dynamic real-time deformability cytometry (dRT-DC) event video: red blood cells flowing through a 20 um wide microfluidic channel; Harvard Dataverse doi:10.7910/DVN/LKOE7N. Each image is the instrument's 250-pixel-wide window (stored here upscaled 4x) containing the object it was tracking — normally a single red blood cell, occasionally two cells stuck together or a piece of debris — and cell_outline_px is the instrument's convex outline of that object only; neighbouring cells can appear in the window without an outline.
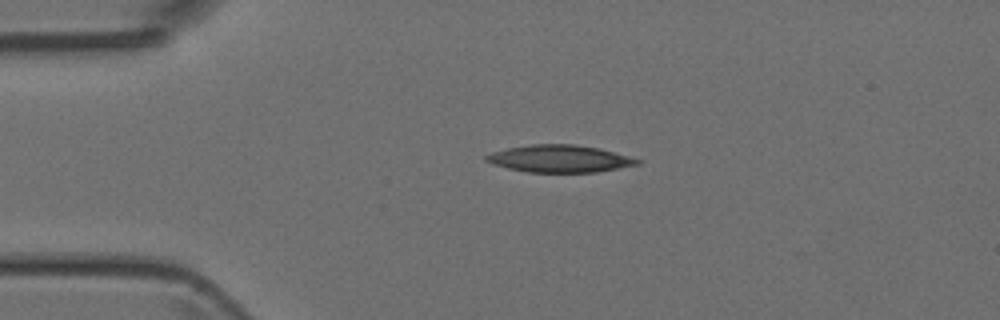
{"species": "Egyptian fruit bat (a non-hibernating species)", "species_latin": "Rousettus aegyptiacus", "temperature_condition": "room temperature", "stored_images_in_passage": 33, "camera_frame_rate_fps": 3000, "um_per_image_px": 0.085, "animal": {"sex": "female"}, "frame": {"image": 1, "passage_image": 1, "time_ms": 0.0, "image_size_px": [1000, 320], "cell_outline_px": [[640, 164], [596, 172], [528, 172], [508, 168], [492, 164], [484, 160], [484, 156], [492, 152], [508, 148], [532, 144], [576, 144], [600, 148], [628, 156], [640, 160]], "centroid_in_image_um": [47.54, 13.48], "position_along_channel_um": 37.5, "area_um2": 23.93}}
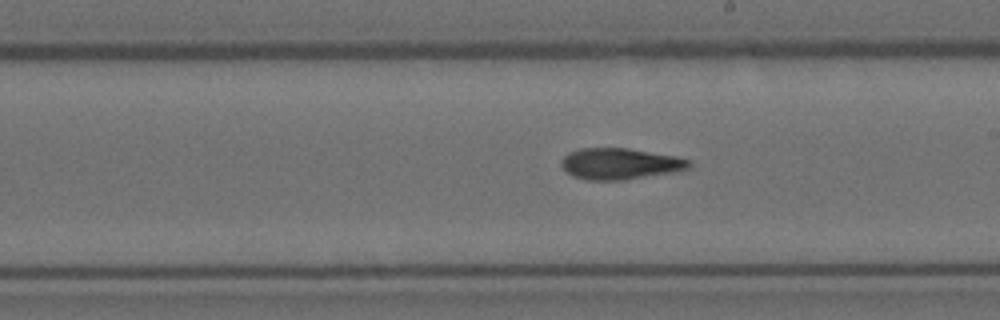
{"frame": {"image": 2, "passage_image": 18, "time_ms": 5.667, "image_size_px": [1000, 320], "cell_outline_px": [[692, 164], [688, 168], [680, 172], [624, 180], [588, 180], [572, 176], [560, 164], [564, 156], [568, 152], [580, 148], [628, 148], [676, 156], [692, 160]], "centroid_in_image_um": [52.76, 13.92], "position_along_channel_um": 236.2, "area_um2": 23.58}}
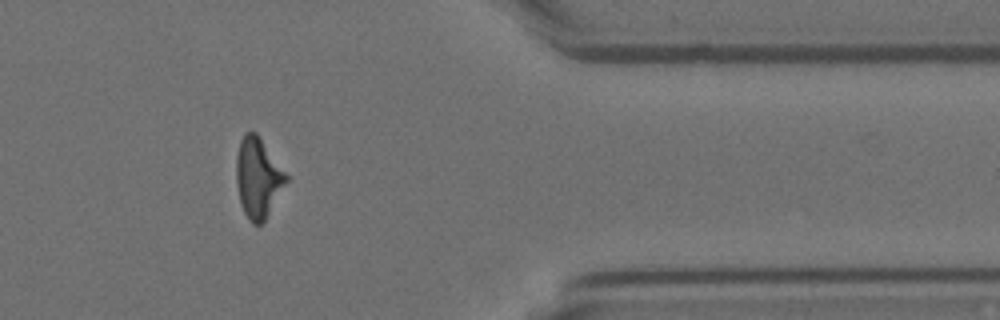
{"frame": {"image": 3, "passage_image": 31, "time_ms": 10.0, "image_size_px": [1000, 320], "cell_outline_px": [[288, 180], [264, 220], [260, 224], [252, 224], [248, 220], [240, 204], [236, 184], [236, 156], [240, 140], [244, 132], [256, 132], [288, 176]], "centroid_in_image_um": [21.9, 15.1], "position_along_channel_um": 389.5, "area_um2": 23.06}}